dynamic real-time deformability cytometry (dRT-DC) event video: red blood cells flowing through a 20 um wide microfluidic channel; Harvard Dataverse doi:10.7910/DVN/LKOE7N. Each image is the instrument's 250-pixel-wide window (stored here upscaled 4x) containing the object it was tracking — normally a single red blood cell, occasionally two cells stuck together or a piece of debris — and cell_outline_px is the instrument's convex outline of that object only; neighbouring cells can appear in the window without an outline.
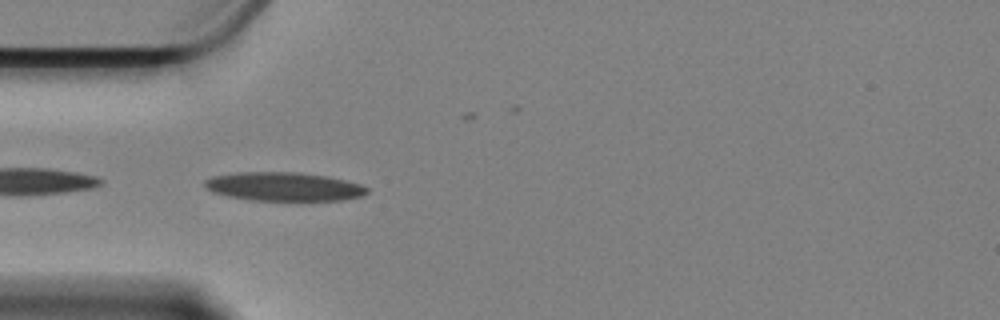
{"species": "Egyptian fruit bat (a non-hibernating species)", "species_latin": "Rousettus aegyptiacus", "temperature_condition": "cold", "stored_images_in_passage": 24, "camera_frame_rate_fps": 3000, "um_per_image_px": 0.085, "animal": {"sex": "female"}, "frame": {"image": 1, "passage_image": 1, "time_ms": 0.0, "image_size_px": [1000, 320], "cell_outline_px": [[368, 192], [360, 196], [340, 200], [252, 200], [228, 196], [212, 192], [204, 184], [204, 180], [212, 176], [240, 172], [300, 172], [324, 176], [344, 180], [360, 184], [368, 188]], "centroid_in_image_um": [24.09, 15.85], "position_along_channel_um": 60.9, "area_um2": 26.88}}
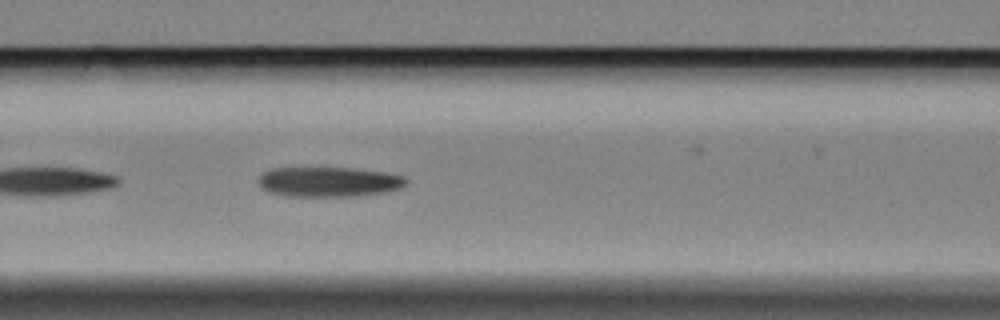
{"frame": {"image": 2, "passage_image": 8, "time_ms": 2.333, "image_size_px": [1000, 320], "cell_outline_px": [[408, 184], [400, 188], [384, 192], [356, 196], [284, 196], [268, 192], [260, 184], [260, 176], [264, 172], [272, 168], [352, 168], [384, 172], [404, 176], [408, 180]], "centroid_in_image_um": [27.98, 15.46], "position_along_channel_um": 138.6, "area_um2": 25.66}}